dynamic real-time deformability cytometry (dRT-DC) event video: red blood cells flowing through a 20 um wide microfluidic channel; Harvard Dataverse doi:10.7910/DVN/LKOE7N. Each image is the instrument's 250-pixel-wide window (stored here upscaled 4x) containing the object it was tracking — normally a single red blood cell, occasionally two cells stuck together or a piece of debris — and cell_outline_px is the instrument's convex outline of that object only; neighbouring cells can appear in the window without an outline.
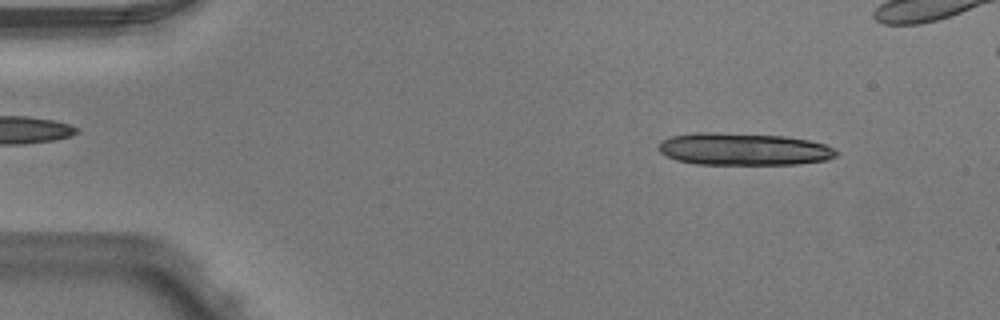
{"species": "Egyptian fruit bat (a non-hibernating species)", "species_latin": "Rousettus aegyptiacus", "temperature_condition": "warm", "stored_images_in_passage": 5, "camera_frame_rate_fps": 3000, "um_per_image_px": 0.085, "animal": {"sex": "male"}, "frame": {"image": 1, "passage_image": 1, "time_ms": 0.0, "image_size_px": [1000, 320], "cell_outline_px": [[840, 152], [836, 156], [828, 160], [796, 164], [696, 164], [676, 160], [660, 152], [660, 140], [672, 136], [692, 132], [716, 132], [784, 136], [808, 140], [824, 144], [836, 148]], "centroid_in_image_um": [63.23, 12.67], "position_along_channel_um": 21.8, "area_um2": 33.58}}
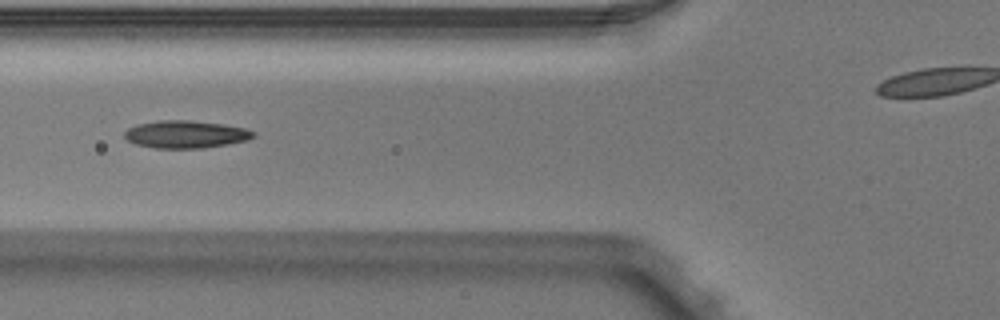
{"frame": {"image": 2, "passage_image": 4, "time_ms": 1.0, "image_size_px": [1000, 320], "cell_outline_px": [[256, 136], [248, 140], [228, 144], [204, 148], [156, 148], [136, 144], [128, 140], [124, 136], [124, 132], [128, 128], [136, 124], [160, 120], [188, 120], [224, 124], [244, 128], [256, 132]], "centroid_in_image_um": [15.8, 11.41], "position_along_channel_um": 110.0, "area_um2": 20.75}}
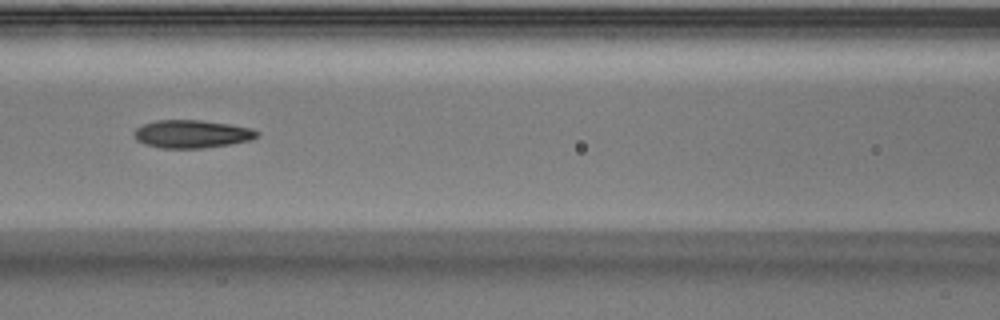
{"frame": {"image": 3, "passage_image": 5, "time_ms": 1.333, "image_size_px": [1000, 320], "cell_outline_px": [[260, 132], [256, 136], [248, 140], [228, 144], [204, 148], [160, 148], [144, 144], [136, 140], [132, 132], [136, 128], [144, 124], [156, 120], [200, 120], [228, 124], [252, 128]], "centroid_in_image_um": [16.25, 11.39], "position_along_channel_um": 150.4, "area_um2": 19.94}}